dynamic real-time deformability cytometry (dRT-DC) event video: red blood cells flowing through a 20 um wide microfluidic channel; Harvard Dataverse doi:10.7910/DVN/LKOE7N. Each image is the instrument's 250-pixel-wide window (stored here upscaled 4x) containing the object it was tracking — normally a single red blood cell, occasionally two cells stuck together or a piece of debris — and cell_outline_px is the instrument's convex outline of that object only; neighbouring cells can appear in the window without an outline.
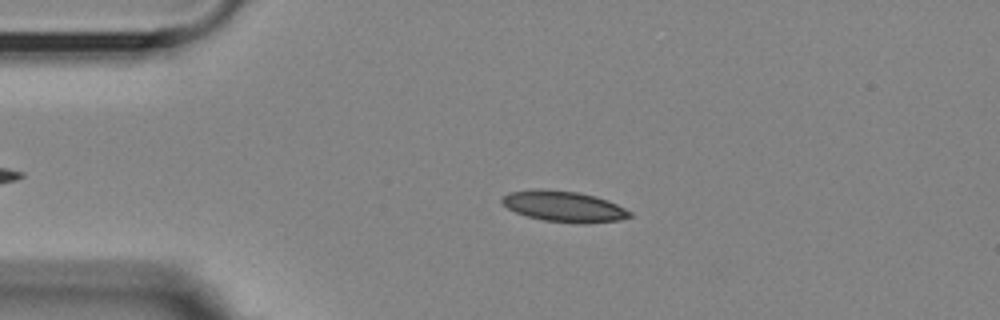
{"species": "Egyptian fruit bat (a non-hibernating species)", "species_latin": "Rousettus aegyptiacus", "temperature_condition": "room temperature", "stored_images_in_passage": 11, "camera_frame_rate_fps": 3000, "um_per_image_px": 0.085, "animal": {"sex": "female"}, "frame": {"image": 1, "passage_image": 2, "time_ms": 0.333, "image_size_px": [1000, 320], "cell_outline_px": [[632, 216], [620, 220], [584, 224], [580, 224], [544, 220], [528, 216], [516, 212], [508, 208], [500, 200], [508, 192], [540, 188], [576, 192], [608, 200], [632, 212]], "centroid_in_image_um": [47.94, 17.55], "position_along_channel_um": 37.1, "area_um2": 22.83}}
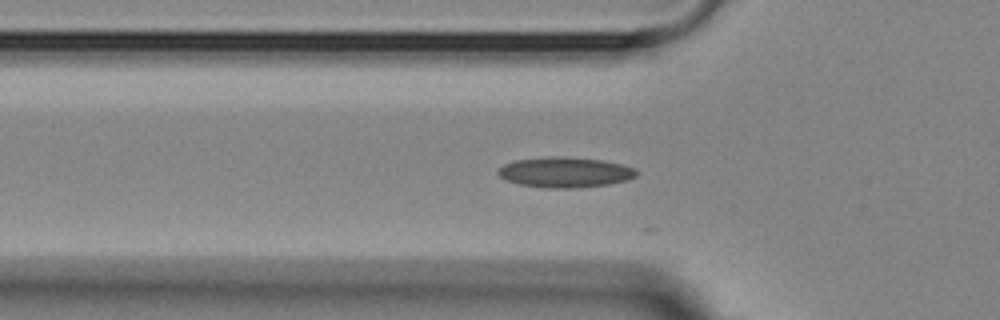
{"frame": {"image": 2, "passage_image": 8, "time_ms": 2.333, "image_size_px": [1000, 320], "cell_outline_px": [[636, 176], [628, 180], [608, 184], [576, 188], [544, 188], [520, 184], [504, 180], [496, 172], [504, 164], [516, 160], [552, 156], [560, 156], [600, 160], [620, 164], [632, 168], [636, 172]], "centroid_in_image_um": [47.98, 14.65], "position_along_channel_um": 77.8, "area_um2": 24.28}}